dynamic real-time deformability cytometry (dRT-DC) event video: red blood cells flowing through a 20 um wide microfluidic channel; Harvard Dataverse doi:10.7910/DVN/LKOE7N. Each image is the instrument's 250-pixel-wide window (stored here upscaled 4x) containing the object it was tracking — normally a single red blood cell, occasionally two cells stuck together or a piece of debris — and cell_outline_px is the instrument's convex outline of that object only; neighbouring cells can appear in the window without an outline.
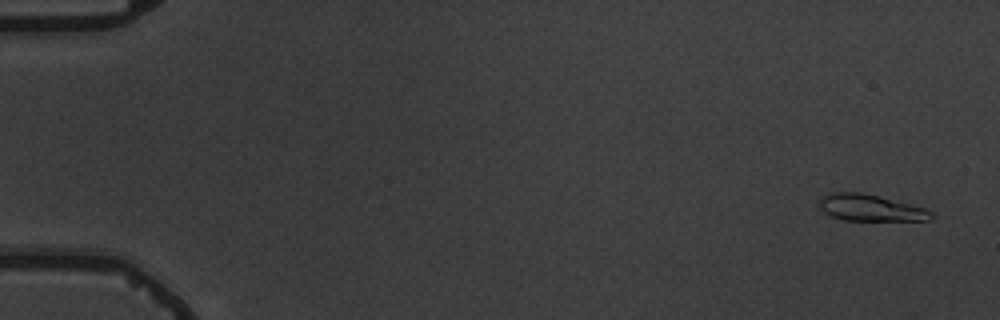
{"species": "common noctule bat (a hibernating species)", "species_latin": "Nyctalus noctula", "temperature_condition": "warm", "stored_images_in_passage": 7, "camera_frame_rate_fps": 3000, "um_per_image_px": 0.085, "animal": {"sex": "male", "body_mass_g": 19.5, "forearm_length_mm": 54.6}, "frame": {"image": 1, "passage_image": 1, "time_ms": 0.0, "image_size_px": [1000, 320], "cell_outline_px": [[932, 220], [844, 220], [832, 216], [824, 212], [820, 208], [820, 200], [824, 196], [832, 192], [860, 192], [924, 208], [932, 212]], "centroid_in_image_um": [73.96, 17.67], "position_along_channel_um": 11.0, "area_um2": 16.82}}
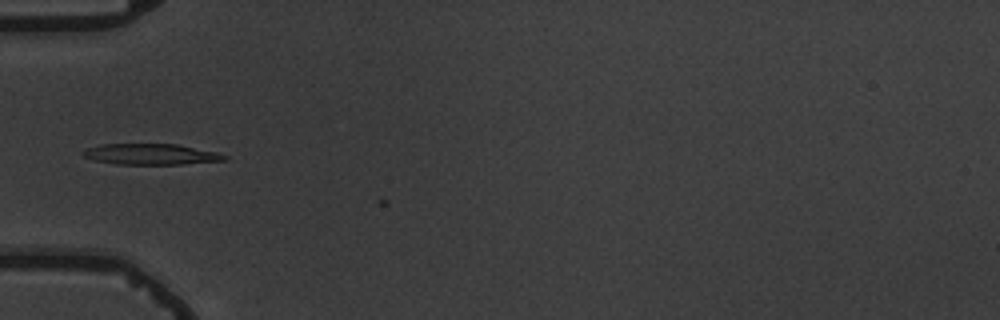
{"frame": {"image": 2, "passage_image": 6, "time_ms": 5.667, "image_size_px": [1000, 320], "cell_outline_px": [[228, 160], [184, 164], [116, 164], [96, 160], [84, 156], [80, 152], [84, 148], [100, 144], [176, 144], [216, 152], [228, 156]], "centroid_in_image_um": [12.81, 13.1], "position_along_channel_um": 72.2, "area_um2": 17.22}}